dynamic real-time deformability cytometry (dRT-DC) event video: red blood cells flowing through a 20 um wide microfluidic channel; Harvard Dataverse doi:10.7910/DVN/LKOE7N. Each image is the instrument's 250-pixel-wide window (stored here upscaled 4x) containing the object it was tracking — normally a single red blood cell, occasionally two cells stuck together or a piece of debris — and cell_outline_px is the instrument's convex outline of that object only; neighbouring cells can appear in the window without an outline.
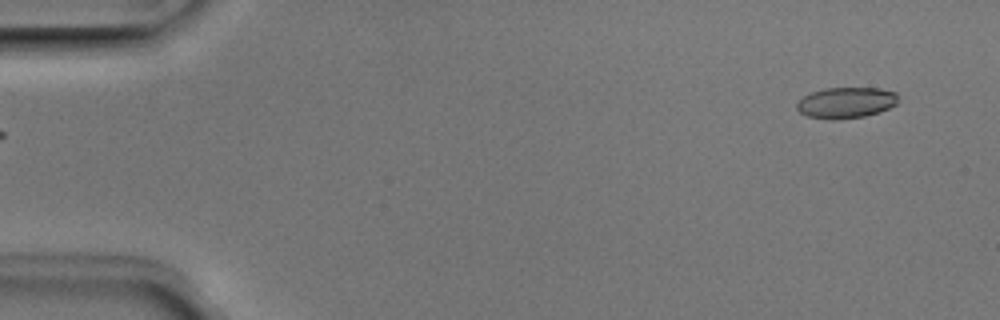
{"species": "Egyptian fruit bat (a non-hibernating species)", "species_latin": "Rousettus aegyptiacus", "temperature_condition": "room temperature", "stored_images_in_passage": 5, "segment_of_instrument_passage": [2, 2], "camera_frame_rate_fps": 3000, "um_per_image_px": 0.085, "animal": {"sex": "male"}, "frame": {"image": 1, "passage_image": 5, "time_ms": 1.333, "image_size_px": [1000, 320], "cell_outline_px": [[896, 104], [880, 112], [864, 116], [832, 120], [828, 120], [808, 116], [800, 112], [796, 108], [796, 104], [804, 96], [812, 92], [824, 88], [880, 88], [896, 92]], "centroid_in_image_um": [71.89, 8.73], "position_along_channel_um": 13.1, "area_um2": 18.21}}